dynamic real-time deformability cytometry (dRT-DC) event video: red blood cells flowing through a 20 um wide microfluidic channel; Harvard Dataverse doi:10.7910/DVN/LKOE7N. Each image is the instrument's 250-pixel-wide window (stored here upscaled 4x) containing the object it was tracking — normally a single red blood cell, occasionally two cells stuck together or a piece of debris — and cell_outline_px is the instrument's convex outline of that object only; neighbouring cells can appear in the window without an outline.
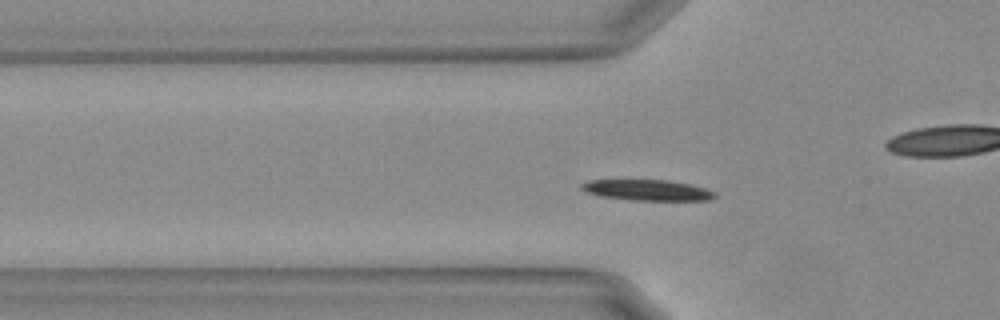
{"species": "Egyptian fruit bat (a non-hibernating species)", "species_latin": "Rousettus aegyptiacus", "temperature_condition": "warm", "stored_images_in_passage": 52, "camera_frame_rate_fps": 3000, "um_per_image_px": 0.085, "animal": {"sex": "female"}, "frame": {"image": 1, "passage_image": 14, "time_ms": 4.333, "image_size_px": [1000, 320], "cell_outline_px": [[716, 196], [712, 200], [628, 200], [600, 196], [588, 192], [580, 188], [580, 184], [588, 180], [668, 180], [692, 184], [716, 192]], "centroid_in_image_um": [55.04, 16.16], "position_along_channel_um": 70.8, "area_um2": 16.24}}
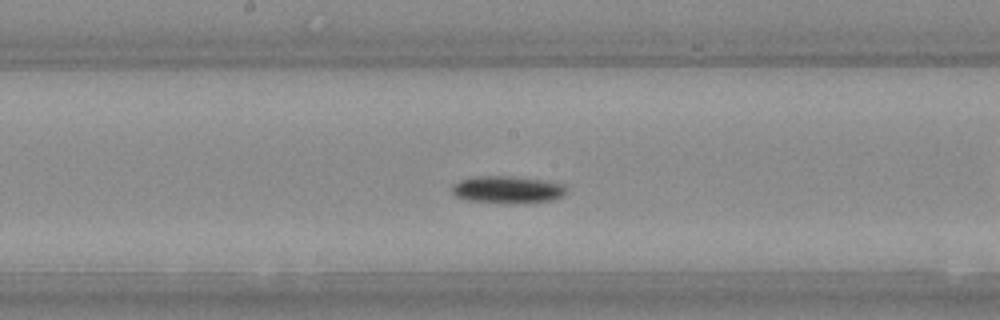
{"frame": {"image": 2, "passage_image": 25, "time_ms": 8.0, "image_size_px": [1000, 320], "cell_outline_px": [[568, 188], [564, 196], [552, 200], [508, 204], [464, 200], [452, 196], [448, 188], [452, 184], [460, 180], [476, 176], [512, 176], [540, 180], [564, 184]], "centroid_in_image_um": [43.05, 16.13], "position_along_channel_um": 205.1, "area_um2": 18.67}}
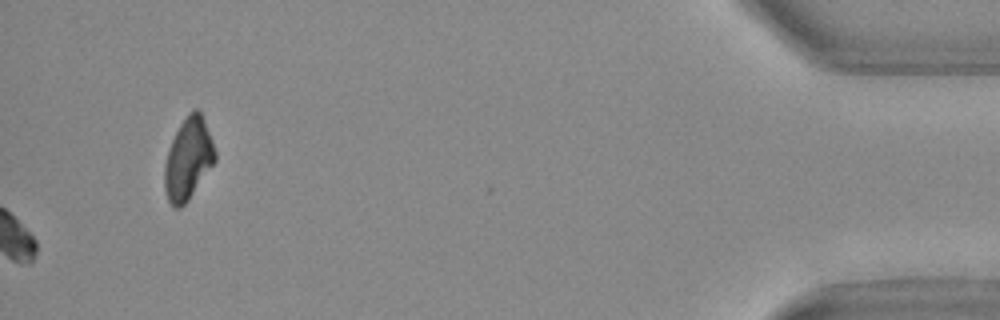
{"frame": {"image": 3, "passage_image": 52, "time_ms": 17.0, "image_size_px": [1000, 320], "cell_outline_px": [[216, 160], [188, 200], [180, 208], [172, 208], [168, 200], [164, 188], [164, 164], [172, 140], [180, 124], [188, 112], [196, 108], [200, 112], [212, 140], [216, 152]], "centroid_in_image_um": [15.98, 13.53], "position_along_channel_um": 419.2, "area_um2": 23.81}, "authors_computed_cell_mechanics": {"area_um2": 15.9817, "velocity_mm_per_s": 3.6709, "shape_relaxation_time_tau1_ms": 2.4205, "shape_relaxation_time_tau2_ms": null, "deformation_change_tau1": 0.1312, "deformation_change_tau2": null}}